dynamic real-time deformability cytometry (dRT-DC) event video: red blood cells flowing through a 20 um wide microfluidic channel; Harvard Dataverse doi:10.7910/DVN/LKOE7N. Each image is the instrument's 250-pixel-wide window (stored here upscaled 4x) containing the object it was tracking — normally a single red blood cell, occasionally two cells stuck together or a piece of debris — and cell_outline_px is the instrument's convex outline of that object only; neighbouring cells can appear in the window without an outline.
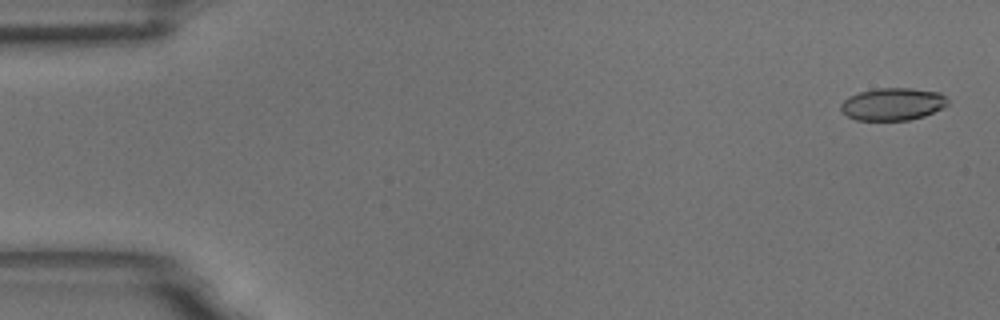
{"species": "common noctule bat (a hibernating species)", "species_latin": "Nyctalus noctula", "temperature_condition": "room temperature", "stored_images_in_passage": 5, "camera_frame_rate_fps": 3000, "um_per_image_px": 0.085, "animal": {"sex": "male", "body_mass_g": 18.8}, "frame": {"image": 1, "passage_image": 1, "time_ms": 0.0, "image_size_px": [1000, 320], "cell_outline_px": [[948, 104], [944, 108], [924, 116], [908, 120], [856, 120], [848, 116], [840, 108], [840, 104], [848, 96], [860, 92], [876, 88], [912, 88], [940, 92], [948, 100]], "centroid_in_image_um": [75.9, 8.84], "position_along_channel_um": 9.1, "area_um2": 20.29}}
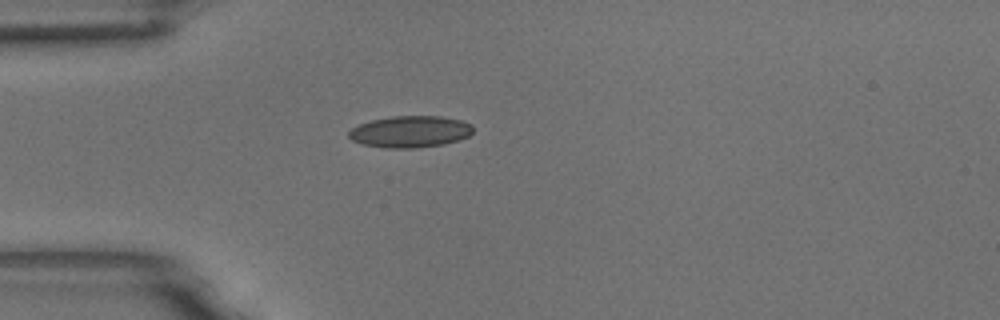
{"frame": {"image": 2, "passage_image": 5, "time_ms": 1.333, "image_size_px": [1000, 320], "cell_outline_px": [[472, 132], [468, 136], [460, 140], [444, 144], [416, 148], [388, 148], [364, 144], [352, 140], [348, 136], [348, 132], [352, 128], [360, 124], [372, 120], [392, 116], [440, 116], [460, 120], [472, 124]], "centroid_in_image_um": [34.88, 11.19], "position_along_channel_um": 50.1, "area_um2": 22.83}}